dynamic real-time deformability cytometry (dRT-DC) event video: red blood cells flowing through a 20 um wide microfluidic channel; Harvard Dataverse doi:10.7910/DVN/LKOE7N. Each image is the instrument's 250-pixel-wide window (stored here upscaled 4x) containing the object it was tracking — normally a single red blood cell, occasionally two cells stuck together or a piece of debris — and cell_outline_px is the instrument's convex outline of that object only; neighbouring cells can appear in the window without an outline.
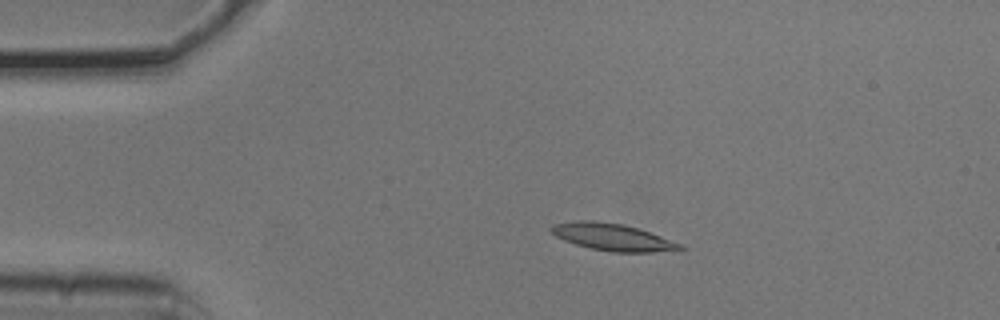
{"species": "common noctule bat (a hibernating species)", "species_latin": "Nyctalus noctula", "temperature_condition": "cold", "stored_images_in_passage": 9, "camera_frame_rate_fps": 3000, "um_per_image_px": 0.085, "animal": {"sex": "male", "body_mass_g": 20.5, "forearm_length_mm": 52.5}, "frame": {"image": 1, "passage_image": 3, "time_ms": 0.667, "image_size_px": [1000, 320], "cell_outline_px": [[688, 248], [684, 252], [612, 252], [592, 248], [576, 244], [564, 240], [556, 236], [548, 228], [552, 224], [580, 220], [592, 220], [624, 224], [684, 244]], "centroid_in_image_um": [52.18, 20.17], "position_along_channel_um": 32.8, "area_um2": 20.63}}
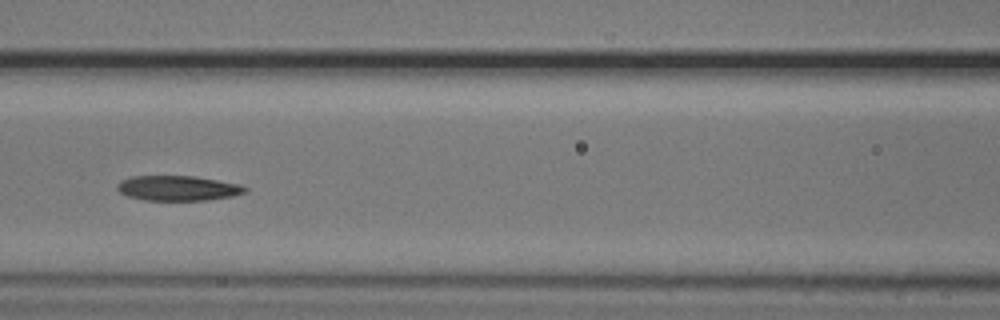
{"frame": {"image": 2, "passage_image": 7, "time_ms": 2.0, "image_size_px": [1000, 320], "cell_outline_px": [[248, 188], [244, 192], [232, 196], [204, 200], [144, 200], [128, 196], [120, 192], [116, 188], [116, 184], [120, 180], [132, 176], [196, 176], [240, 184]], "centroid_in_image_um": [15.08, 15.98], "position_along_channel_um": 151.5, "area_um2": 18.61}}
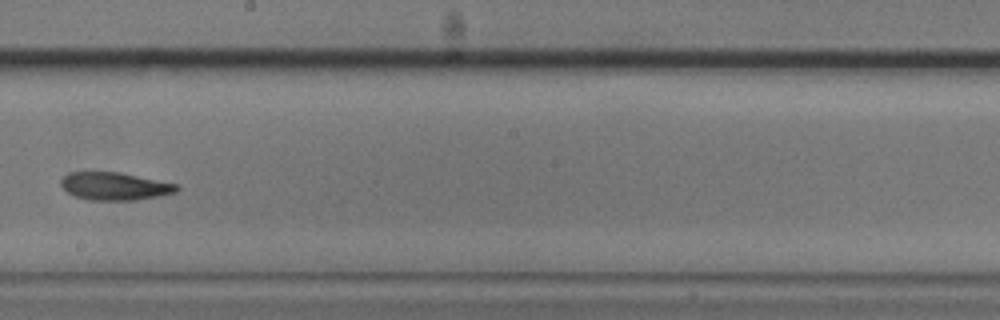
{"frame": {"image": 3, "passage_image": 9, "time_ms": 2.667, "image_size_px": [1000, 320], "cell_outline_px": [[180, 188], [176, 192], [160, 196], [136, 200], [88, 200], [76, 196], [68, 192], [60, 184], [60, 180], [68, 172], [120, 172], [180, 184]], "centroid_in_image_um": [9.8, 15.82], "position_along_channel_um": 238.4, "area_um2": 18.9}}